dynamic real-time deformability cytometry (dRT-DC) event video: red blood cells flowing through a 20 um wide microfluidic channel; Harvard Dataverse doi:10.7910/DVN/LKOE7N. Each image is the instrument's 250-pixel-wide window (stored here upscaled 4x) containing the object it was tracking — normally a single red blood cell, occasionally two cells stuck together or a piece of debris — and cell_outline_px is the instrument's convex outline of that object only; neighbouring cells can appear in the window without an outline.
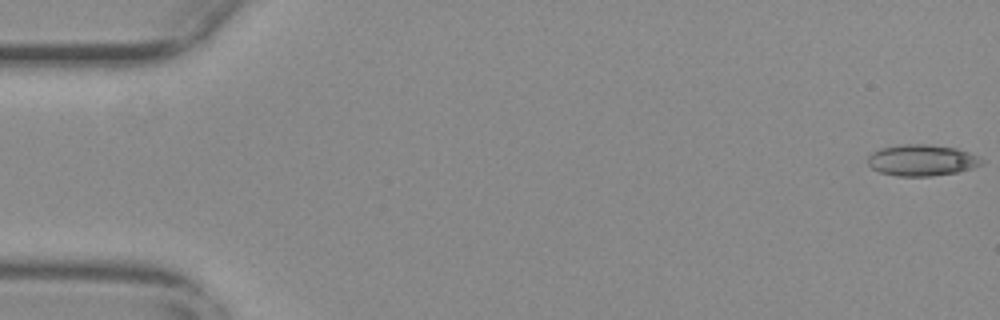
{"species": "common noctule bat (a hibernating species)", "species_latin": "Nyctalus noctula", "temperature_condition": "warm", "stored_images_in_passage": 56, "camera_frame_rate_fps": 3000, "um_per_image_px": 0.085, "animal": {"sex": "female", "body_mass_g": 29.2, "forearm_length_mm": 56.3}, "frame": {"image": 1, "passage_image": 1, "time_ms": 0.0, "image_size_px": [1000, 320], "cell_outline_px": [[984, 164], [960, 172], [932, 176], [896, 176], [880, 172], [872, 168], [868, 164], [868, 156], [872, 152], [880, 148], [900, 144], [928, 144], [956, 148], [968, 152], [984, 160]], "centroid_in_image_um": [78.36, 13.62], "position_along_channel_um": 6.6, "area_um2": 20.92}}
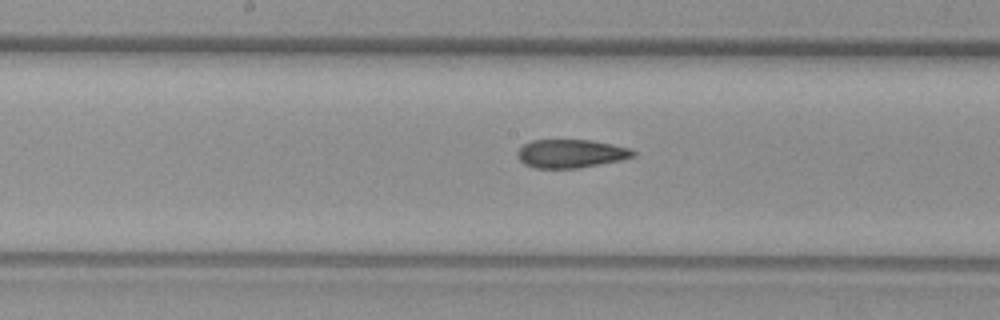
{"frame": {"image": 2, "passage_image": 29, "time_ms": 9.333, "image_size_px": [1000, 320], "cell_outline_px": [[636, 156], [620, 160], [580, 168], [536, 168], [524, 164], [516, 156], [516, 152], [524, 144], [532, 140], [592, 140], [632, 148], [636, 152]], "centroid_in_image_um": [48.54, 13.05], "position_along_channel_um": 199.7, "area_um2": 19.31}}
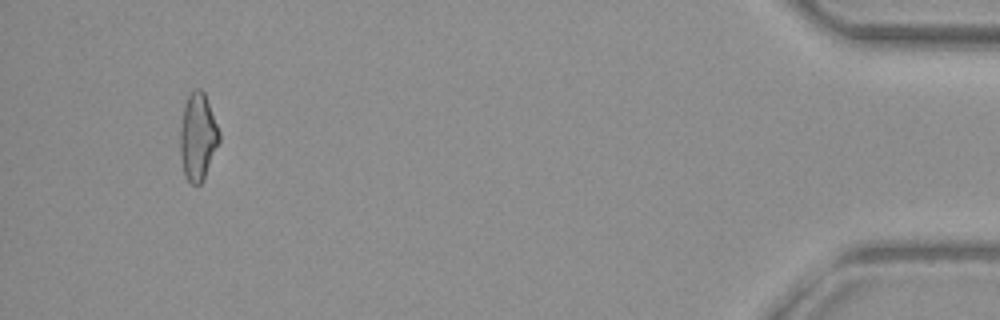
{"frame": {"image": 3, "passage_image": 53, "time_ms": 17.333, "image_size_px": [1000, 320], "cell_outline_px": [[220, 140], [204, 180], [200, 184], [192, 184], [184, 176], [180, 156], [180, 128], [184, 108], [188, 96], [196, 88], [200, 88], [204, 92], [220, 132]], "centroid_in_image_um": [16.82, 11.67], "position_along_channel_um": 418.4, "area_um2": 19.83}, "authors_computed_cell_mechanics": {"area_um2": 19.9988, "velocity_mm_per_s": 3.7204, "shape_relaxation_time_tau1_ms": null, "shape_relaxation_time_tau2_ms": 3.8491, "deformation_change_tau1": null, "deformation_change_tau2": 0.1317}}